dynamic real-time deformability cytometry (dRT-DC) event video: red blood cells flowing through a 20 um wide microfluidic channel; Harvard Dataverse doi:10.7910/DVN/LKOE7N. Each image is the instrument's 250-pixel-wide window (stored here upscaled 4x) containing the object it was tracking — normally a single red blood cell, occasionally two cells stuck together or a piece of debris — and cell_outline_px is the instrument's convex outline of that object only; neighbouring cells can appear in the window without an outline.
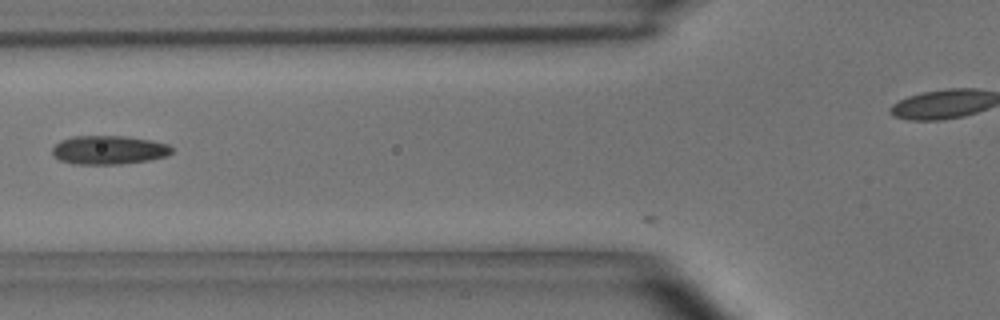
{"species": "common noctule bat (a hibernating species)", "species_latin": "Nyctalus noctula", "temperature_condition": "room temperature", "stored_images_in_passage": 5, "camera_frame_rate_fps": 3000, "um_per_image_px": 0.085, "animal": {"sex": "male", "body_mass_g": 15.6}, "frame": {"image": 1, "passage_image": 3, "time_ms": 0.667, "image_size_px": [1000, 320], "cell_outline_px": [[172, 152], [168, 156], [148, 160], [120, 164], [76, 164], [60, 160], [52, 152], [52, 148], [60, 140], [72, 136], [128, 136], [152, 140], [168, 144], [172, 148]], "centroid_in_image_um": [9.27, 12.74], "position_along_channel_um": 116.5, "area_um2": 20.06}}